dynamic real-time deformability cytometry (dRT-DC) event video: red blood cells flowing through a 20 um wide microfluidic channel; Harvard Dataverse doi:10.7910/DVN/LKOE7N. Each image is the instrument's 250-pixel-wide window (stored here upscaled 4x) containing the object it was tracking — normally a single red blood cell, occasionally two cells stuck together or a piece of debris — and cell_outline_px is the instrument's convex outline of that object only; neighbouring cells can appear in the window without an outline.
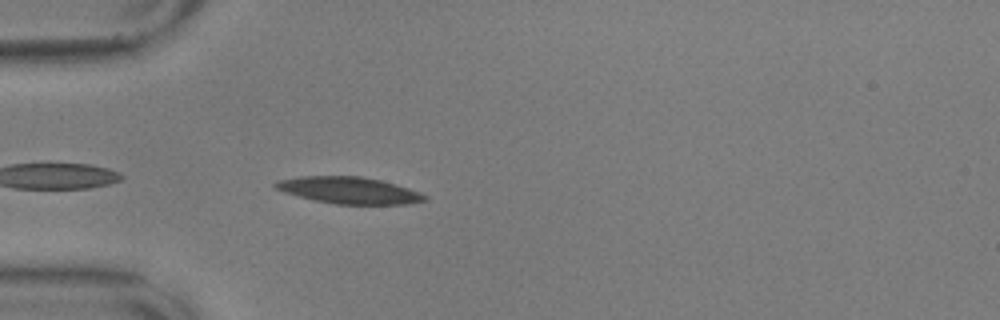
{"species": "common noctule bat (a hibernating species)", "species_latin": "Nyctalus noctula", "temperature_condition": "warm", "stored_images_in_passage": 41, "camera_frame_rate_fps": 3000, "um_per_image_px": 0.085, "animal": {"sex": "male", "body_mass_g": 17.9, "forearm_length_mm": 54.2}, "frame": {"image": 1, "passage_image": 1, "time_ms": 0.0, "image_size_px": [1000, 320], "cell_outline_px": [[428, 200], [408, 204], [336, 204], [316, 200], [284, 192], [276, 188], [272, 184], [276, 180], [300, 176], [360, 176], [380, 180], [408, 188], [420, 192], [428, 196]], "centroid_in_image_um": [29.68, 16.17], "position_along_channel_um": 55.3, "area_um2": 23.12}, "authors_computed_cell_mechanics": {"area_um2": 22.3108, "velocity_mm_per_s": 3.549, "shape_relaxation_time_tau1_ms": 8.8364, "shape_relaxation_time_tau2_ms": 2.9477, "deformation_change_tau1": 0.1888, "deformation_change_tau2": 0.1006}}